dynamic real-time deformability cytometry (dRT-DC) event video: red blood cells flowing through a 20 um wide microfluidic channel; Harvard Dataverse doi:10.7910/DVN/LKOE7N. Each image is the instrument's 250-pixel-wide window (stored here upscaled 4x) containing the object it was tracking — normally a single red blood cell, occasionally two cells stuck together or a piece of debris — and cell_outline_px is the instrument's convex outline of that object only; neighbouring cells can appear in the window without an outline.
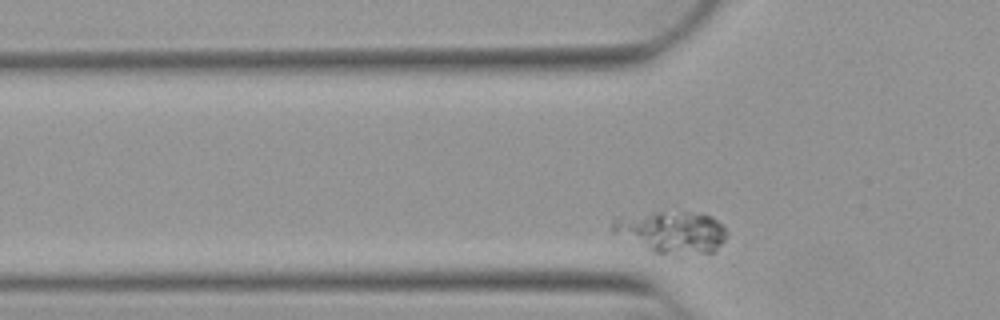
{"species": "Egyptian fruit bat (a non-hibernating species)", "species_latin": "Rousettus aegyptiacus", "temperature_condition": "warm", "stored_images_in_passage": 31, "camera_frame_rate_fps": 3000, "um_per_image_px": 0.085, "animal": {"sex": "female"}, "frame": {"image": 1, "passage_image": 3, "time_ms": 0.667, "image_size_px": [1000, 320], "cell_outline_px": [[728, 236], [712, 252], [652, 252], [612, 232], [612, 220], [616, 216], [652, 212], [700, 212], [712, 216], [724, 224], [728, 232]], "centroid_in_image_um": [57.09, 19.66], "position_along_channel_um": 68.7, "area_um2": 27.69}}
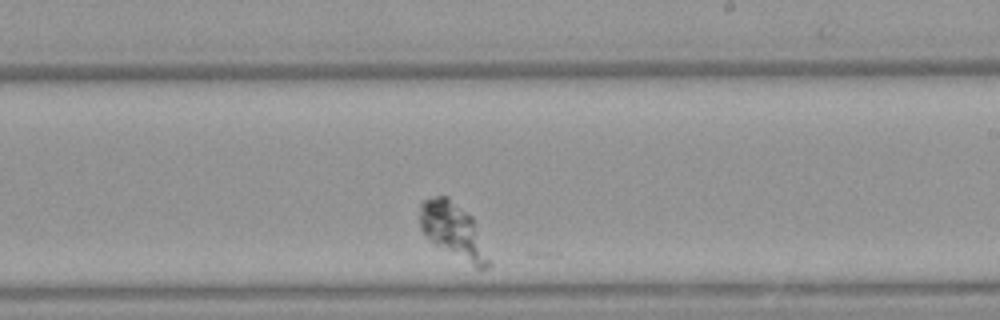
{"frame": {"image": 2, "passage_image": 19, "time_ms": 6.0, "image_size_px": [1000, 320], "cell_outline_px": [[492, 264], [488, 268], [476, 268], [436, 244], [424, 236], [420, 228], [420, 200], [436, 196], [448, 196], [472, 216]], "centroid_in_image_um": [38.52, 19.58], "position_along_channel_um": 250.5, "area_um2": 22.14}}
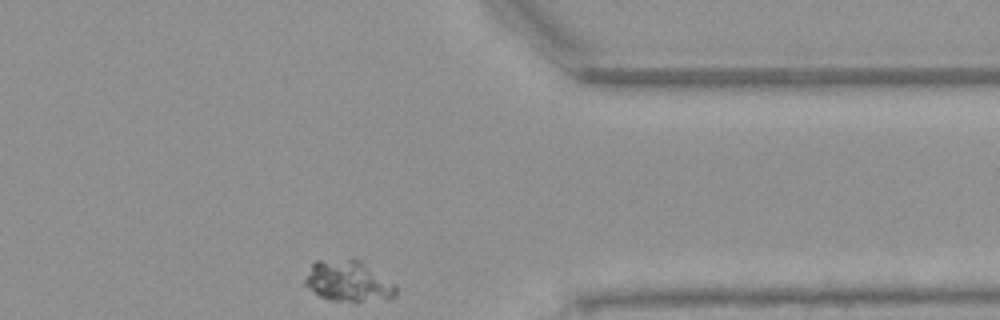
{"frame": {"image": 3, "passage_image": 31, "time_ms": 10.0, "image_size_px": [1000, 320], "cell_outline_px": [[396, 296], [392, 300], [356, 304], [328, 300], [320, 296], [308, 288], [304, 284], [304, 280], [312, 264], [316, 260], [356, 260], [396, 284]], "centroid_in_image_um": [29.64, 24.0], "position_along_channel_um": 381.8, "area_um2": 22.02}}